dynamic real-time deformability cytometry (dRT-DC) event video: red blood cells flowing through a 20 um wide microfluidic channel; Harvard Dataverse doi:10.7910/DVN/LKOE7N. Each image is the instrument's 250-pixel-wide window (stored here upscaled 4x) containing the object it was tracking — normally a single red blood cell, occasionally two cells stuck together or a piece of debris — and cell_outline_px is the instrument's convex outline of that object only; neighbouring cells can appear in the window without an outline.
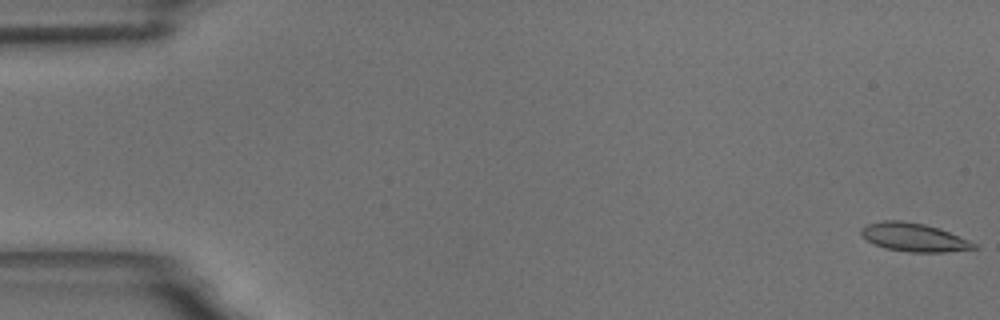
{"species": "common noctule bat (a hibernating species)", "species_latin": "Nyctalus noctula", "temperature_condition": "room temperature", "stored_images_in_passage": 16, "camera_frame_rate_fps": 3000, "um_per_image_px": 0.085, "animal": {"sex": "male", "body_mass_g": 18.8}, "frame": {"image": 1, "passage_image": 1, "time_ms": 0.0, "image_size_px": [1000, 320], "cell_outline_px": [[980, 248], [944, 252], [908, 252], [884, 248], [868, 240], [860, 232], [860, 228], [868, 224], [880, 220], [900, 220], [924, 224], [940, 228], [968, 240], [976, 244]], "centroid_in_image_um": [77.69, 20.17], "position_along_channel_um": 7.3, "area_um2": 18.61}}
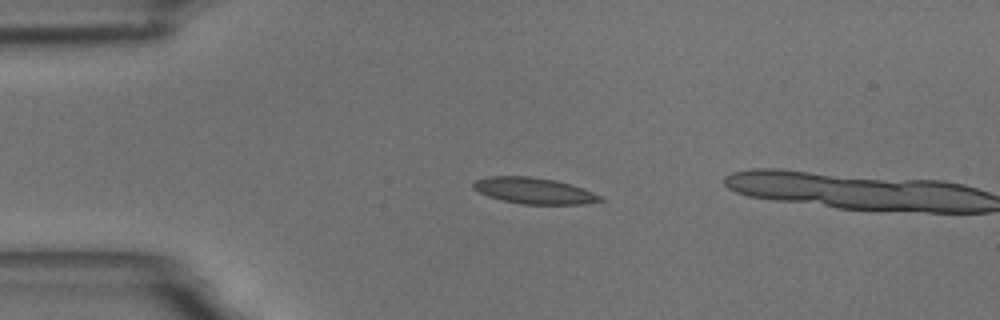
{"frame": {"image": 2, "passage_image": 14, "time_ms": 4.333, "image_size_px": [1000, 320], "cell_outline_px": [[608, 200], [584, 204], [520, 204], [488, 196], [472, 188], [472, 184], [476, 180], [488, 176], [528, 176], [556, 180], [572, 184], [584, 188], [604, 196]], "centroid_in_image_um": [45.47, 16.21], "position_along_channel_um": 39.5, "area_um2": 19.59}}